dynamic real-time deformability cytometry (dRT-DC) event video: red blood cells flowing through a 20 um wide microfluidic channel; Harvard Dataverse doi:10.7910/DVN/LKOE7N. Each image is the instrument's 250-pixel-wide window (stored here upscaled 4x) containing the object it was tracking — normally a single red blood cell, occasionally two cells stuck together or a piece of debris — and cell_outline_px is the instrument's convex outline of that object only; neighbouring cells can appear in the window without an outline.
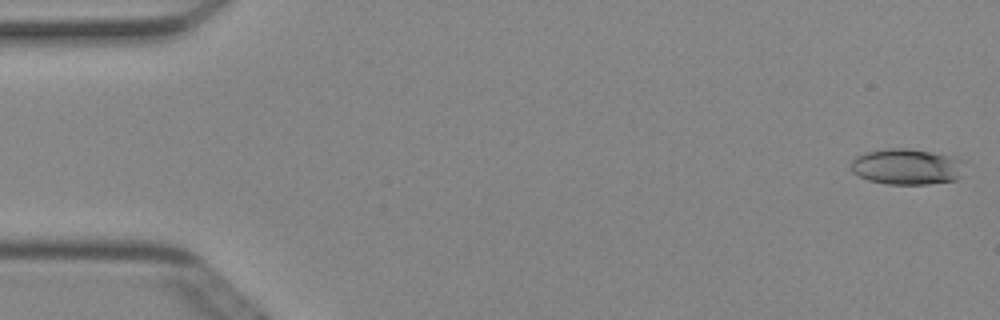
{"species": "Egyptian fruit bat (a non-hibernating species)", "species_latin": "Rousettus aegyptiacus", "temperature_condition": "cold", "stored_images_in_passage": 14, "camera_frame_rate_fps": 3000, "um_per_image_px": 0.085, "animal": {"sex": "female"}, "frame": {"image": 1, "passage_image": 1, "time_ms": 0.0, "image_size_px": [1000, 320], "cell_outline_px": [[964, 160], [960, 176], [956, 180], [928, 184], [884, 184], [868, 180], [852, 172], [852, 160], [856, 156], [864, 152], [892, 148], [908, 148], [956, 156]], "centroid_in_image_um": [77.09, 14.16], "position_along_channel_um": 7.9, "area_um2": 23.93}}